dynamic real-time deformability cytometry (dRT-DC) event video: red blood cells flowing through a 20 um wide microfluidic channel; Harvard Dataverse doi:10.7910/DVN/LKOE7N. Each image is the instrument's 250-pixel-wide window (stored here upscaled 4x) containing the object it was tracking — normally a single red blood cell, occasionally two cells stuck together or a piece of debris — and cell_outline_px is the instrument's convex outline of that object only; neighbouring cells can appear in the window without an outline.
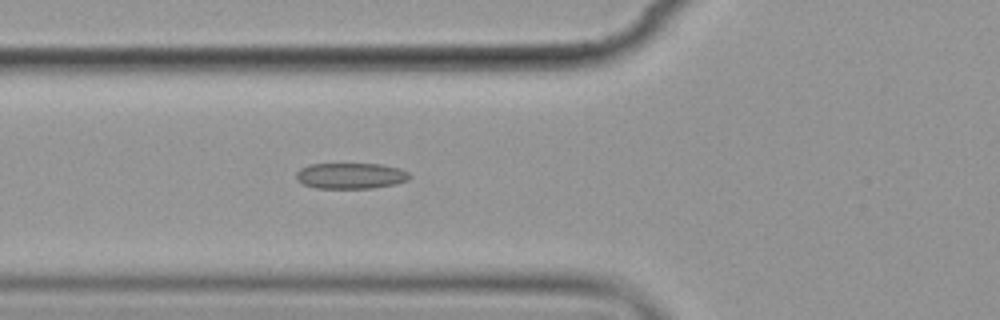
{"species": "common noctule bat (a hibernating species)", "species_latin": "Nyctalus noctula", "temperature_condition": "cold", "stored_images_in_passage": 6, "camera_frame_rate_fps": 3000, "um_per_image_px": 0.085, "animal": {"sex": "female", "body_mass_g": 19.9}, "frame": {"image": 1, "passage_image": 6, "time_ms": 6.667, "image_size_px": [1000, 320], "cell_outline_px": [[412, 176], [408, 180], [396, 184], [372, 188], [316, 188], [304, 184], [296, 180], [296, 172], [300, 168], [308, 164], [380, 164], [400, 168], [408, 172]], "centroid_in_image_um": [29.81, 14.94], "position_along_channel_um": 96.0, "area_um2": 17.22}}